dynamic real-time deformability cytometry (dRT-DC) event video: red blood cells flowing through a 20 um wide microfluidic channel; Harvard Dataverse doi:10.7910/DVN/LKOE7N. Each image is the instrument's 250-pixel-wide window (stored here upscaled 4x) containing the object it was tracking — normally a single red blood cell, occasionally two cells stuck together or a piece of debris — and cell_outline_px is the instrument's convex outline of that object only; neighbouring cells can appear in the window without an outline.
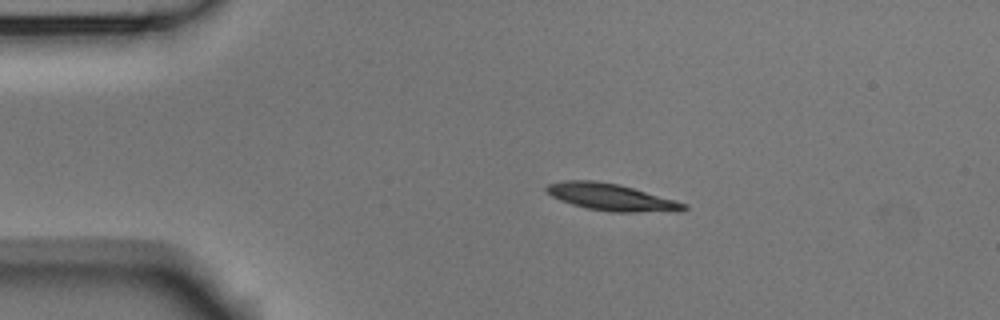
{"species": "Egyptian fruit bat (a non-hibernating species)", "species_latin": "Rousettus aegyptiacus", "temperature_condition": "room temperature", "stored_images_in_passage": 44, "camera_frame_rate_fps": 3000, "um_per_image_px": 0.085, "animal": {"sex": "male"}, "frame": {"image": 1, "passage_image": 1, "time_ms": 0.0, "image_size_px": [1000, 320], "cell_outline_px": [[688, 208], [680, 212], [612, 212], [584, 208], [560, 200], [552, 196], [544, 188], [548, 184], [564, 180], [592, 180], [616, 184], [632, 188], [676, 200], [688, 204]], "centroid_in_image_um": [51.99, 16.78], "position_along_channel_um": 33.0, "area_um2": 21.62}}
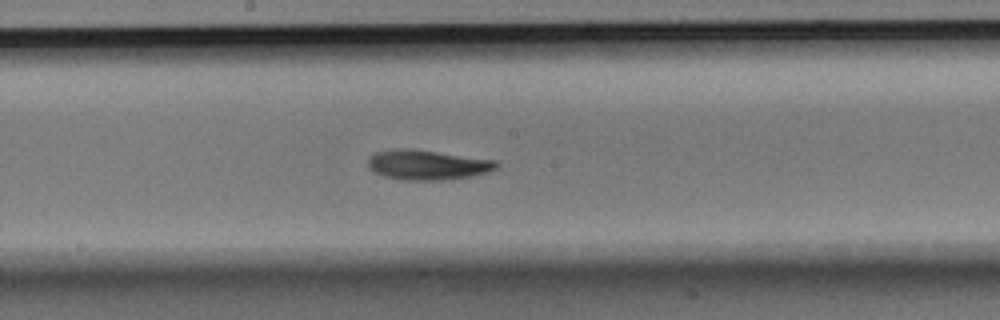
{"frame": {"image": 2, "passage_image": 19, "time_ms": 6.0, "image_size_px": [1000, 320], "cell_outline_px": [[500, 164], [496, 168], [488, 172], [472, 176], [440, 180], [400, 180], [384, 176], [372, 172], [368, 168], [368, 156], [376, 152], [396, 148], [412, 148], [496, 160]], "centroid_in_image_um": [36.29, 14.0], "position_along_channel_um": 211.9, "area_um2": 22.66}}
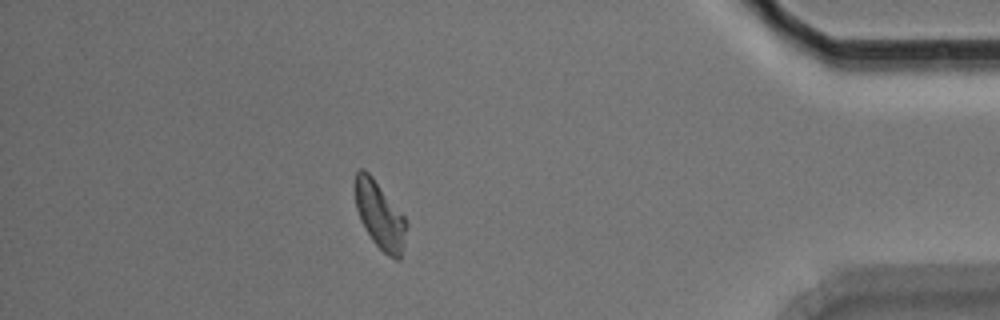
{"frame": {"image": 3, "passage_image": 38, "time_ms": 12.333, "image_size_px": [1000, 320], "cell_outline_px": [[408, 224], [400, 260], [396, 260], [388, 256], [372, 240], [356, 208], [356, 172], [360, 168], [364, 168], [372, 176], [408, 220]], "centroid_in_image_um": [32.33, 18.31], "position_along_channel_um": 402.9, "area_um2": 19.77}, "authors_computed_cell_mechanics": {"area_um2": 21.1837, "velocity_mm_per_s": 3.6985, "shape_relaxation_time_tau1_ms": 3.0621, "shape_relaxation_time_tau2_ms": null, "deformation_change_tau1": 0.1198, "deformation_change_tau2": null}}